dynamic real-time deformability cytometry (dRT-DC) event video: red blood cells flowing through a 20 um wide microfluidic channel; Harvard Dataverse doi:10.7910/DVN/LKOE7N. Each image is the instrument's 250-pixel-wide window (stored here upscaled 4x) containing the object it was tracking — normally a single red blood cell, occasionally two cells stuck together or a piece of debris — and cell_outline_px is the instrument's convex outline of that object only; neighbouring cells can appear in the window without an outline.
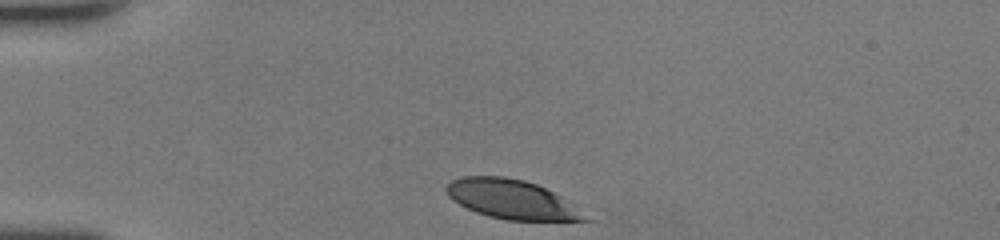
{"species": "human", "species_latin": "Homo sapiens", "temperature_condition": "room temperature", "stored_images_in_passage": 29, "camera_frame_rate_fps": 3000, "um_per_image_px": 0.085, "donor": {"sex": "female"}, "frame": {"image": 1, "passage_image": 1, "time_ms": 0.0, "image_size_px": [1000, 240], "cell_outline_px": [[596, 220], [508, 220], [488, 216], [476, 212], [452, 200], [448, 196], [444, 188], [452, 180], [460, 176], [504, 176], [524, 180], [536, 184], [560, 196]], "centroid_in_image_um": [43.48, 16.94], "position_along_channel_um": 41.5, "area_um2": 31.5}}
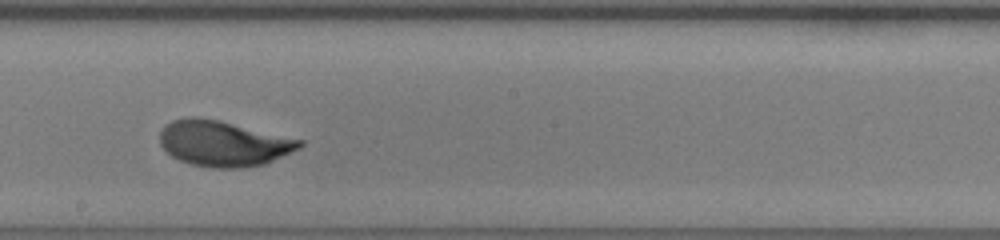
{"frame": {"image": 2, "passage_image": 17, "time_ms": 5.333, "image_size_px": [1000, 240], "cell_outline_px": [[304, 144], [300, 148], [264, 164], [240, 168], [212, 168], [192, 164], [180, 160], [172, 156], [160, 144], [160, 132], [172, 120], [188, 116], [196, 116], [220, 120], [304, 140]], "centroid_in_image_um": [19.0, 12.18], "position_along_channel_um": 229.2, "area_um2": 37.11}}
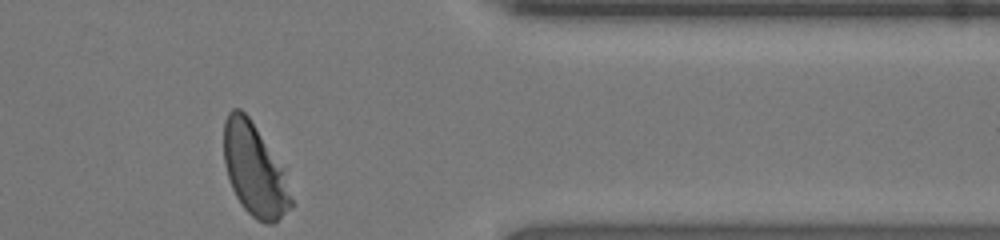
{"frame": {"image": 3, "passage_image": 29, "time_ms": 9.333, "image_size_px": [1000, 240], "cell_outline_px": [[292, 208], [272, 224], [268, 224], [256, 220], [244, 208], [236, 196], [232, 188], [224, 164], [224, 120], [228, 112], [232, 108], [240, 108], [248, 116], [284, 168], [292, 200]], "centroid_in_image_um": [21.63, 14.44], "position_along_channel_um": 389.8, "area_um2": 36.07}, "authors_computed_cell_mechanics": {"area_um2": 36.5296, "velocity_mm_per_s": 4.3599, "shape_relaxation_time_tau1_ms": 2.2144, "shape_relaxation_time_tau2_ms": null, "deformation_change_tau1": 0.1487, "deformation_change_tau2": null}}